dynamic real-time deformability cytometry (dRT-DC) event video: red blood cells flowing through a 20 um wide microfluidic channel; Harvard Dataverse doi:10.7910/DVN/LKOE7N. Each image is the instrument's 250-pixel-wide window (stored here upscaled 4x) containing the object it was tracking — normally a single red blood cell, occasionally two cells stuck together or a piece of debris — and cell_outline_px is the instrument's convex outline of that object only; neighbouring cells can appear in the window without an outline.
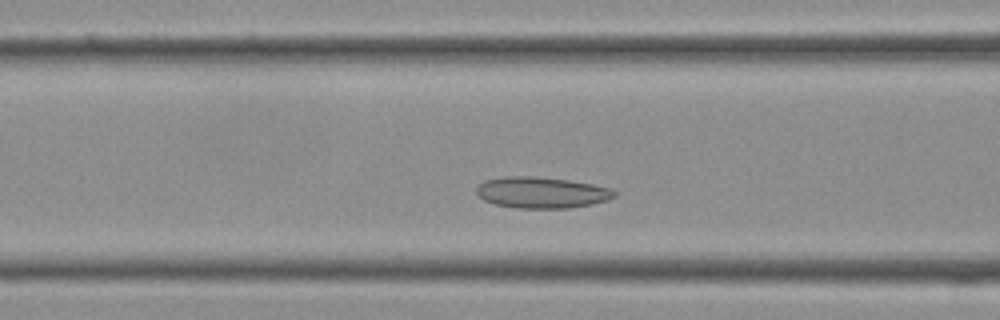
{"species": "Egyptian fruit bat (a non-hibernating species)", "species_latin": "Rousettus aegyptiacus", "temperature_condition": "cold", "stored_images_in_passage": 32, "camera_frame_rate_fps": 3000, "um_per_image_px": 0.085, "frame": {"image": 1, "passage_image": 9, "time_ms": 2.667, "image_size_px": [1000, 320], "cell_outline_px": [[616, 196], [608, 200], [592, 204], [568, 208], [516, 208], [496, 204], [484, 200], [476, 192], [476, 188], [484, 180], [504, 176], [532, 176], [568, 180], [592, 184], [608, 188], [616, 192]], "centroid_in_image_um": [46.02, 16.36], "position_along_channel_um": 120.6, "area_um2": 24.97}}
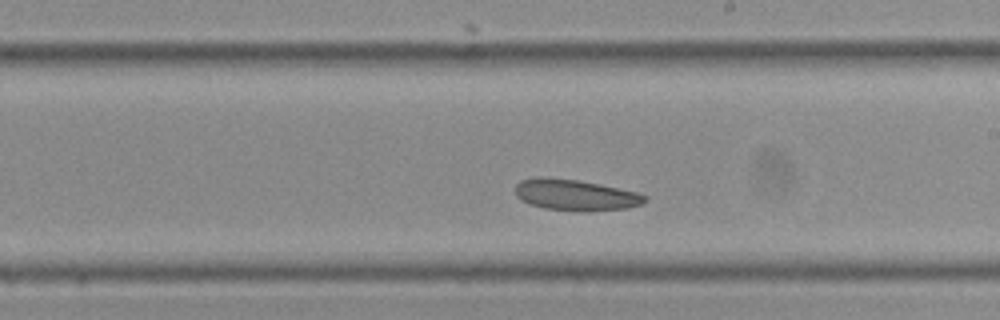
{"frame": {"image": 2, "passage_image": 16, "time_ms": 5.0, "image_size_px": [1000, 320], "cell_outline_px": [[648, 200], [640, 204], [628, 208], [588, 212], [584, 212], [544, 208], [520, 200], [516, 196], [516, 184], [520, 180], [540, 176], [544, 176], [576, 180], [600, 184], [636, 192], [648, 196]], "centroid_in_image_um": [48.91, 16.57], "position_along_channel_um": 240.1, "area_um2": 23.64}}
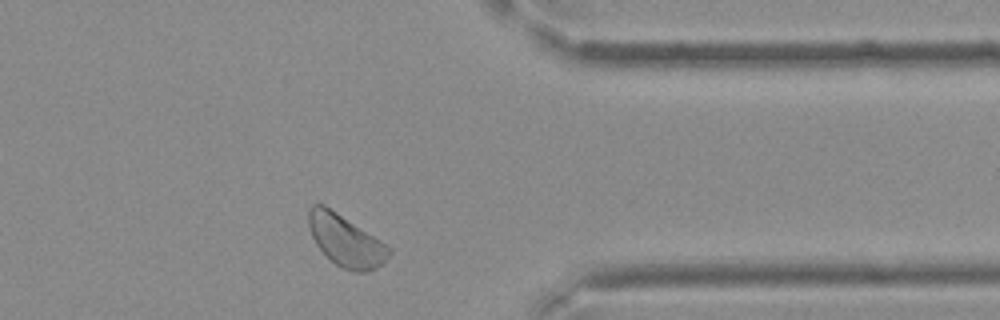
{"frame": {"image": 3, "passage_image": 25, "time_ms": 8.0, "image_size_px": [1000, 320], "cell_outline_px": [[392, 252], [384, 264], [376, 268], [364, 272], [352, 272], [336, 264], [316, 244], [308, 228], [308, 208], [312, 204], [324, 204], [380, 240], [392, 248]], "centroid_in_image_um": [29.39, 20.45], "position_along_channel_um": 382.0, "area_um2": 23.99}}